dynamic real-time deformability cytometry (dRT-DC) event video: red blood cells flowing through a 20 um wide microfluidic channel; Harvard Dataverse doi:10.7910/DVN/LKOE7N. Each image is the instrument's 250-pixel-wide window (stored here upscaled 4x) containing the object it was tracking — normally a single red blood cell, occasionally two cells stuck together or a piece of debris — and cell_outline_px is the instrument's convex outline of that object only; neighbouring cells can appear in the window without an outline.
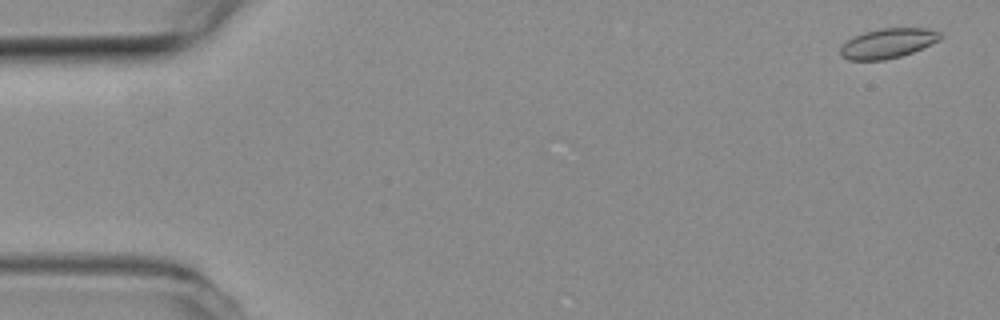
{"species": "common noctule bat (a hibernating species)", "species_latin": "Nyctalus noctula", "temperature_condition": "room temperature", "stored_images_in_passage": 8, "camera_frame_rate_fps": 3000, "um_per_image_px": 0.085, "animal": {"sex": "female", "body_mass_g": 19.3, "forearm_length_mm": 54.1}, "frame": {"image": 1, "passage_image": 2, "time_ms": 0.333, "image_size_px": [1000, 320], "cell_outline_px": [[940, 36], [936, 40], [912, 52], [900, 56], [884, 60], [848, 60], [840, 52], [840, 44], [852, 36], [864, 32], [880, 28], [928, 28], [940, 32]], "centroid_in_image_um": [75.37, 3.67], "position_along_channel_um": 9.6, "area_um2": 17.11}}